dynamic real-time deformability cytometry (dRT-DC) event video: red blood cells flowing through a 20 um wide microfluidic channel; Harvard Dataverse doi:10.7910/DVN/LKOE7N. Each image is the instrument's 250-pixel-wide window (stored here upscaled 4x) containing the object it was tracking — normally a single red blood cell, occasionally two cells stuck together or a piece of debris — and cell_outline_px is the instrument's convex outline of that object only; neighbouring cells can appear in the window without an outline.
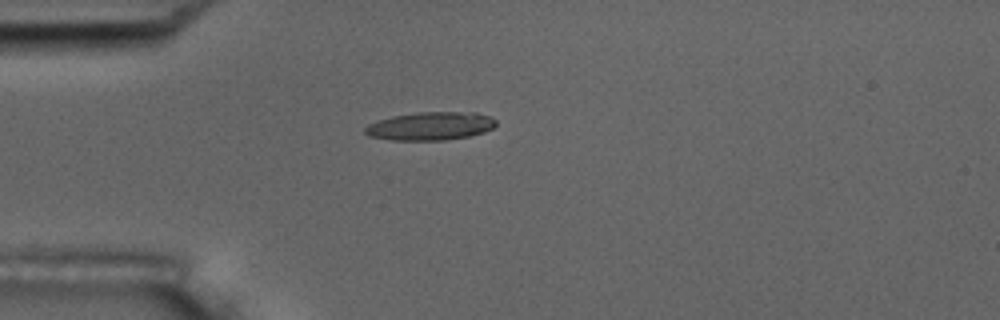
{"species": "common noctule bat (a hibernating species)", "species_latin": "Nyctalus noctula", "temperature_condition": "room temperature", "stored_images_in_passage": 1, "camera_frame_rate_fps": 3000, "um_per_image_px": 0.085, "animal": {"sex": "male", "body_mass_g": 17.5, "forearm_length_mm": 52.3}, "frame": {"image": 1, "passage_image": 1, "time_ms": 0.0, "image_size_px": [1000, 320], "cell_outline_px": [[496, 124], [492, 128], [484, 132], [468, 136], [444, 140], [392, 140], [368, 136], [364, 132], [364, 128], [368, 124], [392, 116], [420, 112], [476, 112], [488, 116], [496, 120]], "centroid_in_image_um": [36.57, 10.71], "position_along_channel_um": 48.4, "area_um2": 21.44}}